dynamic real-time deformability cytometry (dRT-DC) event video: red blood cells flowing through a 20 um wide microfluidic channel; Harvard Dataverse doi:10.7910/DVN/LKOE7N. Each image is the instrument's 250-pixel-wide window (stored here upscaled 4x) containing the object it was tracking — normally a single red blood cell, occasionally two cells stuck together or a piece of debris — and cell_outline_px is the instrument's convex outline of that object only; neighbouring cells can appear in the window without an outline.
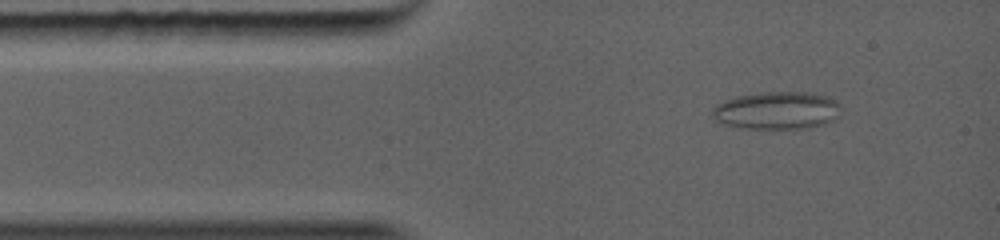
{"species": "common noctule bat (a hibernating species)", "species_latin": "Nyctalus noctula", "temperature_condition": "warm", "stored_images_in_passage": 11, "camera_frame_rate_fps": 5000, "um_per_image_px": 0.085, "animal": {"sex": "female", "body_mass_g": 19.0, "forearm_length_mm": 56.7}, "frame": {"image": 1, "passage_image": 3, "time_ms": 0.8, "image_size_px": [1000, 240], "cell_outline_px": [[836, 104], [804, 124], [772, 128], [768, 128], [736, 124], [716, 108], [716, 104], [724, 100], [736, 96], [760, 92], [804, 92], [828, 96], [836, 100]], "centroid_in_image_um": [65.87, 9.22], "position_along_channel_um": 19.1, "area_um2": 23.18}}
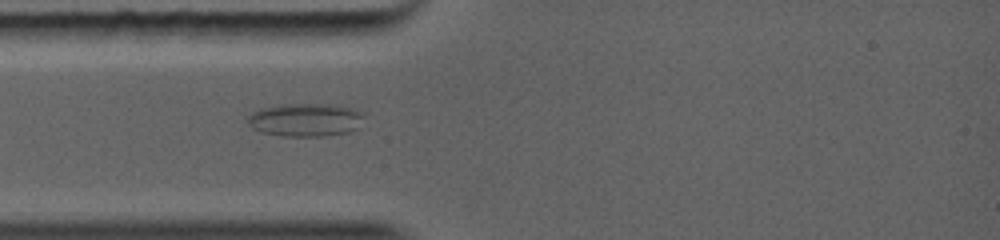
{"frame": {"image": 2, "passage_image": 7, "time_ms": 2.4, "image_size_px": [1000, 240], "cell_outline_px": [[356, 116], [344, 132], [308, 136], [296, 136], [264, 132], [256, 128], [252, 116], [260, 108], [280, 104], [344, 104], [356, 112]], "centroid_in_image_um": [25.85, 10.13], "position_along_channel_um": 59.2, "area_um2": 20.17}}
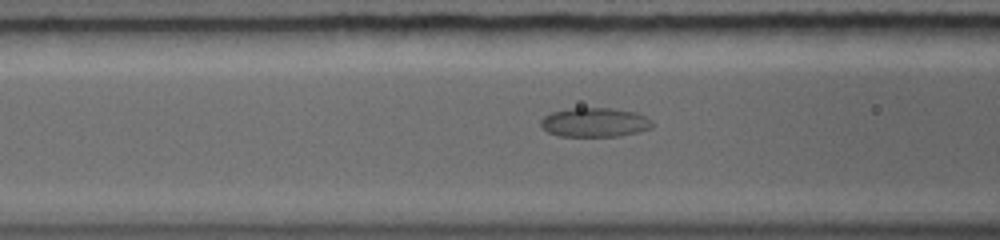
{"frame": {"image": 3, "passage_image": 10, "time_ms": 3.6, "image_size_px": [1000, 240], "cell_outline_px": [[644, 128], [612, 136], [564, 136], [552, 132], [544, 128], [544, 120], [548, 116], [556, 112], [572, 108], [612, 108], [636, 112], [640, 116]], "centroid_in_image_um": [50.41, 10.38], "position_along_channel_um": 116.2, "area_um2": 16.99}}